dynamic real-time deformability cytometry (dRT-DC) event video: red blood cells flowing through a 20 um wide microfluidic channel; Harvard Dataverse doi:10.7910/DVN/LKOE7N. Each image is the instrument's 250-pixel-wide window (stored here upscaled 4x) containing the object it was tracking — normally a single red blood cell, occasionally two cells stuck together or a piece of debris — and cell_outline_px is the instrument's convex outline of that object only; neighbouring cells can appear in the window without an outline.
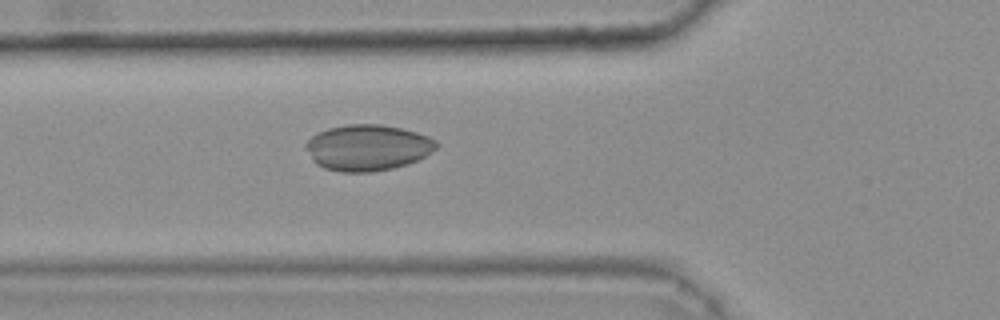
{"species": "common noctule bat (a hibernating species)", "species_latin": "Nyctalus noctula", "temperature_condition": "warm", "stored_images_in_passage": 39, "camera_frame_rate_fps": 3000, "um_per_image_px": 0.085, "animal": {"sex": "female", "body_mass_g": 25.1}, "frame": {"image": 1, "passage_image": 12, "time_ms": 3.667, "image_size_px": [1000, 320], "cell_outline_px": [[440, 144], [436, 148], [424, 156], [408, 164], [392, 168], [372, 172], [340, 172], [324, 168], [316, 164], [312, 160], [304, 144], [312, 136], [328, 128], [344, 124], [380, 124], [400, 128], [416, 132], [428, 136], [436, 140]], "centroid_in_image_um": [31.24, 12.54], "position_along_channel_um": 94.6, "area_um2": 35.03}}